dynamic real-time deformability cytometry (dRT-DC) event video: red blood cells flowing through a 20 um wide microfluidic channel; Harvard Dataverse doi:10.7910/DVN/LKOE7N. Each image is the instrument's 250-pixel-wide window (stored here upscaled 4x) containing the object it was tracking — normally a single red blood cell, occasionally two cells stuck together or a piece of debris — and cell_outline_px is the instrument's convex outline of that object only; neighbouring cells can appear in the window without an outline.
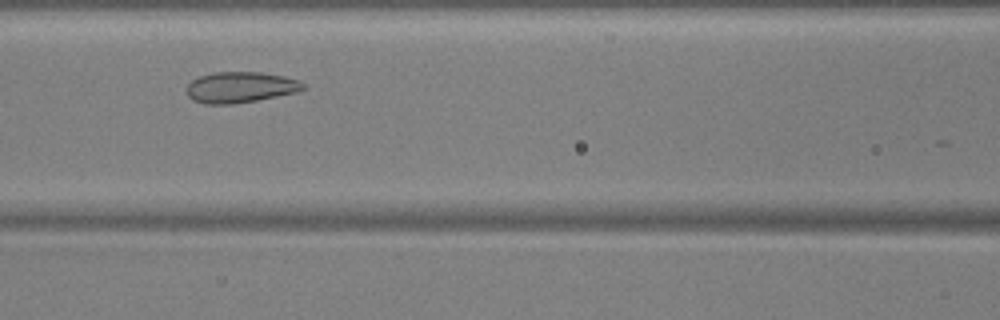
{"species": "common noctule bat (a hibernating species)", "species_latin": "Nyctalus noctula", "temperature_condition": "warm", "stored_images_in_passage": 22, "camera_frame_rate_fps": 3000, "um_per_image_px": 0.085, "animal": {"sex": "male", "body_mass_g": 17.9, "forearm_length_mm": 54.2}, "frame": {"image": 1, "passage_image": 12, "time_ms": 3.667, "image_size_px": [1000, 320], "cell_outline_px": [[308, 88], [300, 92], [256, 100], [232, 104], [204, 104], [192, 100], [188, 96], [184, 88], [192, 80], [200, 76], [216, 72], [260, 72], [284, 76], [300, 80]], "centroid_in_image_um": [20.45, 7.42], "position_along_channel_um": 146.2, "area_um2": 21.27}}
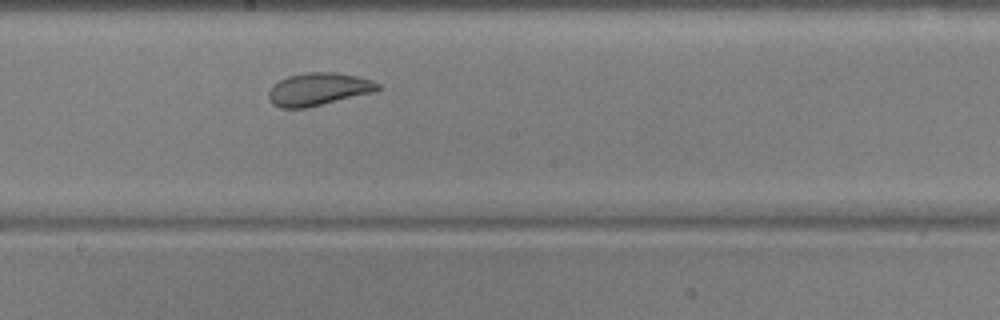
{"frame": {"image": 2, "passage_image": 18, "time_ms": 5.667, "image_size_px": [1000, 320], "cell_outline_px": [[380, 88], [376, 92], [304, 108], [280, 108], [272, 104], [268, 100], [268, 92], [272, 84], [288, 76], [308, 72], [336, 72], [356, 76], [372, 80], [380, 84]], "centroid_in_image_um": [27.05, 7.58], "position_along_channel_um": 221.1, "area_um2": 20.92}}
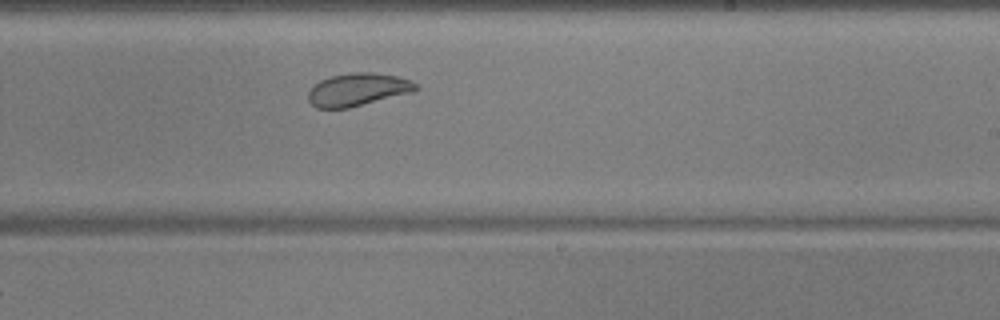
{"frame": {"image": 3, "passage_image": 21, "time_ms": 6.667, "image_size_px": [1000, 320], "cell_outline_px": [[420, 88], [416, 92], [348, 108], [316, 108], [308, 100], [308, 92], [320, 80], [332, 76], [352, 72], [372, 72], [396, 76], [412, 80]], "centroid_in_image_um": [30.47, 7.62], "position_along_channel_um": 258.5, "area_um2": 20.69}}